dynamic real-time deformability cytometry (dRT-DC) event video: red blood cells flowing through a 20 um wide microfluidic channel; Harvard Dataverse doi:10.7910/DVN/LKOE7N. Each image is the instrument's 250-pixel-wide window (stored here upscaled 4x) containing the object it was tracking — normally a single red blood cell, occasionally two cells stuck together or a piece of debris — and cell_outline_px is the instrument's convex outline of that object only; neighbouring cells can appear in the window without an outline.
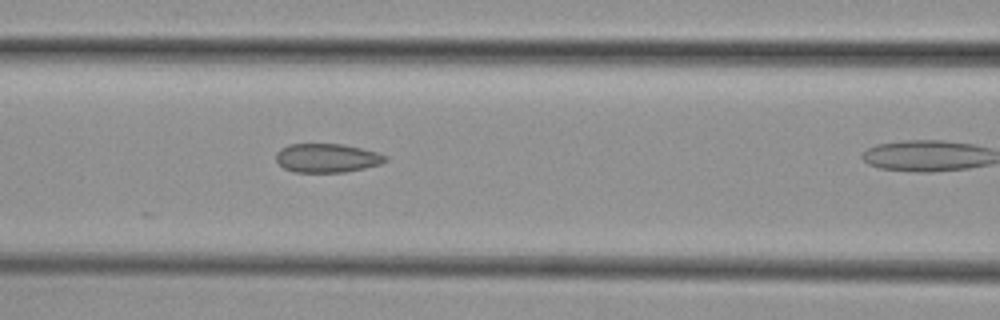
{"species": "common noctule bat (a hibernating species)", "species_latin": "Nyctalus noctula", "temperature_condition": "cold", "stored_images_in_passage": 11, "camera_frame_rate_fps": 3000, "um_per_image_px": 0.085, "animal": {"sex": "female", "body_mass_g": 29.2, "forearm_length_mm": 56.3}, "frame": {"image": 1, "passage_image": 10, "time_ms": 3.0, "image_size_px": [1000, 320], "cell_outline_px": [[388, 160], [380, 164], [364, 168], [344, 172], [292, 172], [284, 168], [276, 160], [276, 152], [280, 148], [288, 144], [344, 144], [376, 152], [388, 156]], "centroid_in_image_um": [27.78, 13.43], "position_along_channel_um": 138.8, "area_um2": 18.44}}